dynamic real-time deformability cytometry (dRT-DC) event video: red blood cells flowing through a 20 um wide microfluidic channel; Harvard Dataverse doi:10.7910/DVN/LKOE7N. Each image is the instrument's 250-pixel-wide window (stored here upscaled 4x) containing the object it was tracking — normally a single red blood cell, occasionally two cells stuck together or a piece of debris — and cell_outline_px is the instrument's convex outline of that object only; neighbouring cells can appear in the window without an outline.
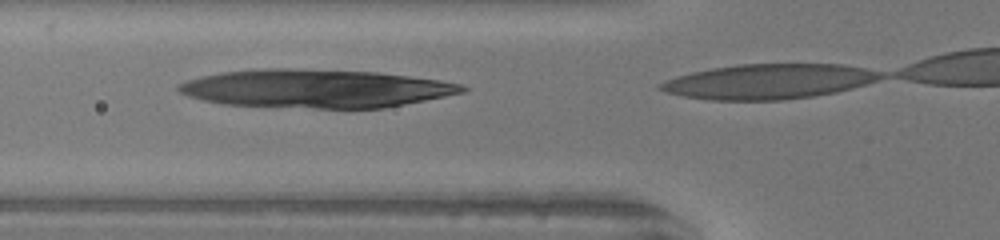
{"species": "human", "species_latin": "Homo sapiens", "temperature_condition": "warm", "stored_images_in_passage": 4, "camera_frame_rate_fps": 3000, "um_per_image_px": 0.085, "donor": {"sex": "female"}, "frame": {"image": 1, "passage_image": 3, "time_ms": 0.667, "image_size_px": [1000, 240], "cell_outline_px": [[468, 88], [464, 92], [384, 108], [312, 108], [224, 104], [204, 100], [188, 96], [180, 92], [176, 88], [176, 84], [188, 80], [220, 72], [268, 68], [288, 68], [380, 72], [440, 80], [460, 84]], "centroid_in_image_um": [26.82, 7.52], "position_along_channel_um": 99.0, "area_um2": 63.0}}